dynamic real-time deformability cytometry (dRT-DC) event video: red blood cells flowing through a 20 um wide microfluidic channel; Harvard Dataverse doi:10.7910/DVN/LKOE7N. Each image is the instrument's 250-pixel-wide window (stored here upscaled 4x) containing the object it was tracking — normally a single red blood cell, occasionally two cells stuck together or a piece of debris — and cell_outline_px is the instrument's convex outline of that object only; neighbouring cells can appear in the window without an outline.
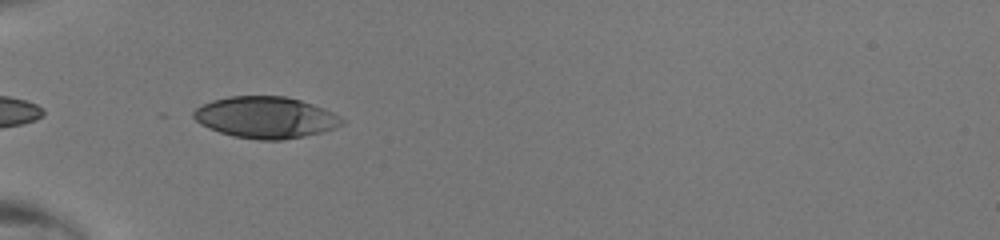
{"species": "human", "species_latin": "Homo sapiens", "temperature_condition": "room temperature", "stored_images_in_passage": 22, "camera_frame_rate_fps": 3000, "um_per_image_px": 0.085, "donor": {"sex": "male"}, "frame": {"image": 1, "passage_image": 2, "time_ms": 0.333, "image_size_px": [1000, 240], "cell_outline_px": [[344, 124], [320, 132], [304, 136], [280, 140], [256, 140], [232, 136], [208, 128], [200, 124], [192, 116], [192, 112], [196, 108], [212, 100], [228, 96], [284, 96], [300, 100], [324, 108], [340, 116], [344, 120]], "centroid_in_image_um": [22.55, 9.98], "position_along_channel_um": 62.4, "area_um2": 35.84}}
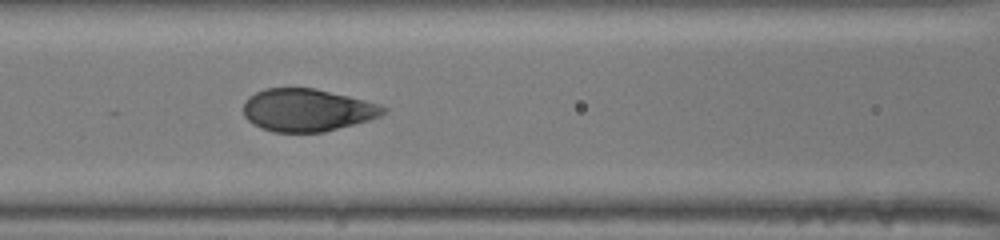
{"frame": {"image": 2, "passage_image": 8, "time_ms": 2.333, "image_size_px": [1000, 240], "cell_outline_px": [[388, 112], [380, 116], [368, 120], [324, 132], [272, 132], [260, 128], [252, 124], [244, 116], [244, 100], [248, 96], [264, 88], [316, 88], [380, 104], [388, 108]], "centroid_in_image_um": [26.09, 9.35], "position_along_channel_um": 140.5, "area_um2": 34.91}}
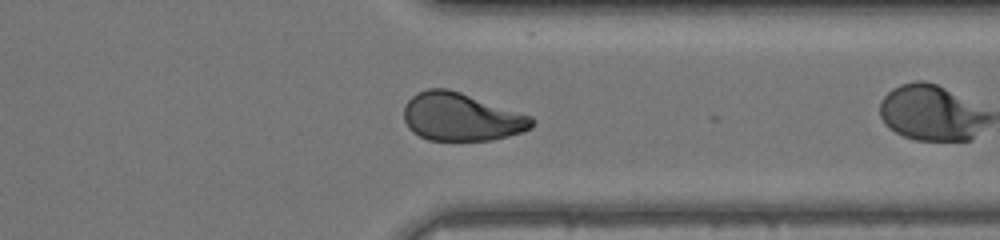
{"frame": {"image": 3, "passage_image": 21, "time_ms": 6.667, "image_size_px": [1000, 240], "cell_outline_px": [[536, 120], [532, 128], [508, 136], [492, 140], [428, 140], [412, 132], [408, 128], [404, 120], [404, 108], [408, 100], [416, 92], [428, 88], [448, 88], [532, 116]], "centroid_in_image_um": [39.2, 9.94], "position_along_channel_um": 372.2, "area_um2": 35.84}}